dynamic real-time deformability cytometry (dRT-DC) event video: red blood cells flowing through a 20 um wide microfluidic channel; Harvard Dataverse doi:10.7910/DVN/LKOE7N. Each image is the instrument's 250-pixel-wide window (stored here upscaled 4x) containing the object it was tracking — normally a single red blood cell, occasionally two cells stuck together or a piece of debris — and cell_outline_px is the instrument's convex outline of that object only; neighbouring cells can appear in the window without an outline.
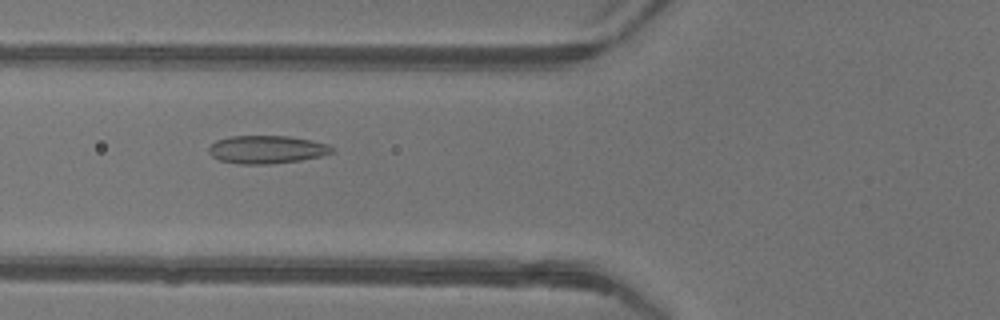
{"species": "common noctule bat (a hibernating species)", "species_latin": "Nyctalus noctula", "temperature_condition": "warm", "stored_images_in_passage": 51, "camera_frame_rate_fps": 3000, "um_per_image_px": 0.085, "animal": {"sex": "female"}, "frame": {"image": 1, "passage_image": 21, "time_ms": 6.667, "image_size_px": [1000, 320], "cell_outline_px": [[332, 152], [320, 156], [300, 160], [272, 164], [240, 164], [220, 160], [212, 156], [208, 152], [208, 148], [216, 140], [228, 136], [288, 136], [312, 140], [328, 144], [332, 148]], "centroid_in_image_um": [22.64, 12.7], "position_along_channel_um": 103.2, "area_um2": 20.06}}
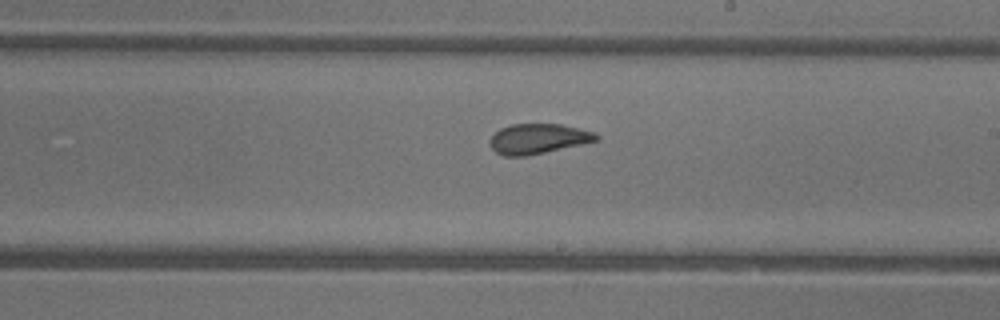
{"frame": {"image": 2, "passage_image": 31, "time_ms": 10.0, "image_size_px": [1000, 320], "cell_outline_px": [[600, 140], [544, 152], [524, 156], [504, 156], [496, 152], [488, 144], [488, 140], [500, 128], [512, 124], [560, 124], [580, 128], [592, 132], [600, 136]], "centroid_in_image_um": [45.72, 11.79], "position_along_channel_um": 243.3, "area_um2": 18.55}}
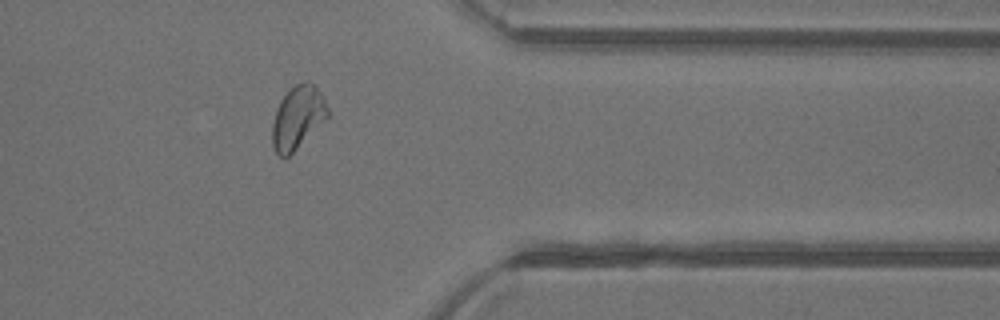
{"frame": {"image": 3, "passage_image": 42, "time_ms": 13.667, "image_size_px": [1000, 320], "cell_outline_px": [[328, 116], [288, 156], [280, 156], [276, 152], [272, 144], [272, 124], [276, 108], [280, 100], [292, 84], [304, 80], [308, 80], [320, 92], [328, 108]], "centroid_in_image_um": [25.27, 9.92], "position_along_channel_um": 386.1, "area_um2": 20.06}, "authors_computed_cell_mechanics": {"area_um2": 20.7502, "velocity_mm_per_s": 4.1861, "shape_relaxation_time_tau1_ms": 7.3252, "shape_relaxation_time_tau2_ms": 0.5117, "deformation_change_tau1": 0.1871, "deformation_change_tau2": 0.0491}}